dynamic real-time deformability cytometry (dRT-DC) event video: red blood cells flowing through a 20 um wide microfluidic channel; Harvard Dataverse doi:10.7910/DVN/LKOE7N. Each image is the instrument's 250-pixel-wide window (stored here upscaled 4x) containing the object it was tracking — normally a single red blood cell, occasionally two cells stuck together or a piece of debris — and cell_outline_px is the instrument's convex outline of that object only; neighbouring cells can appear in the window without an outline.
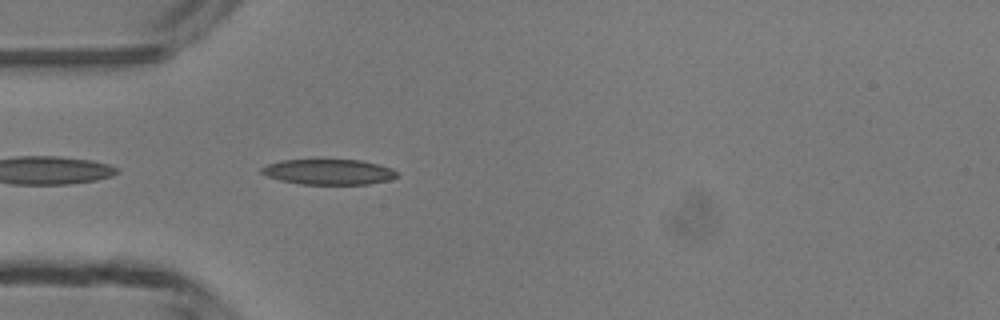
{"species": "common noctule bat (a hibernating species)", "species_latin": "Nyctalus noctula", "temperature_condition": "room temperature", "stored_images_in_passage": 30, "camera_frame_rate_fps": 3000, "um_per_image_px": 0.085, "animal": {"sex": "male", "body_mass_g": 13.3}, "frame": {"image": 1, "passage_image": 2, "time_ms": 0.333, "image_size_px": [1000, 320], "cell_outline_px": [[396, 176], [388, 180], [368, 184], [300, 184], [280, 180], [268, 176], [260, 172], [260, 168], [268, 164], [280, 160], [360, 160], [392, 168], [396, 172]], "centroid_in_image_um": [27.89, 14.61], "position_along_channel_um": 57.1, "area_um2": 19.83}}
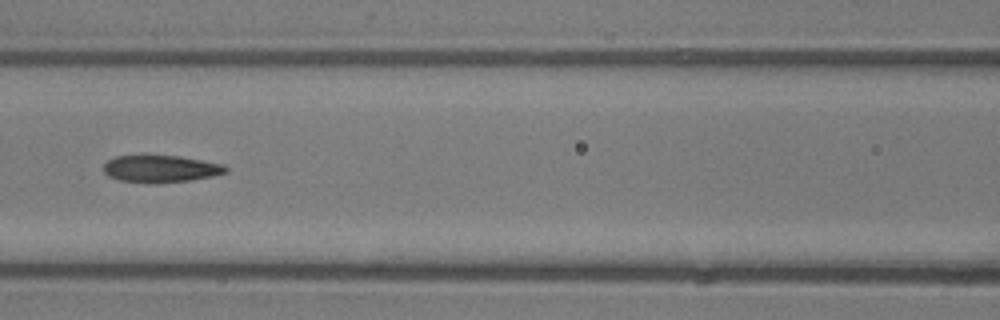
{"frame": {"image": 2, "passage_image": 9, "time_ms": 2.667, "image_size_px": [1000, 320], "cell_outline_px": [[228, 172], [212, 176], [188, 180], [120, 180], [108, 176], [104, 172], [104, 164], [108, 160], [116, 156], [144, 152], [180, 156], [224, 164], [228, 168]], "centroid_in_image_um": [13.65, 14.24], "position_along_channel_um": 153.0, "area_um2": 19.19}}
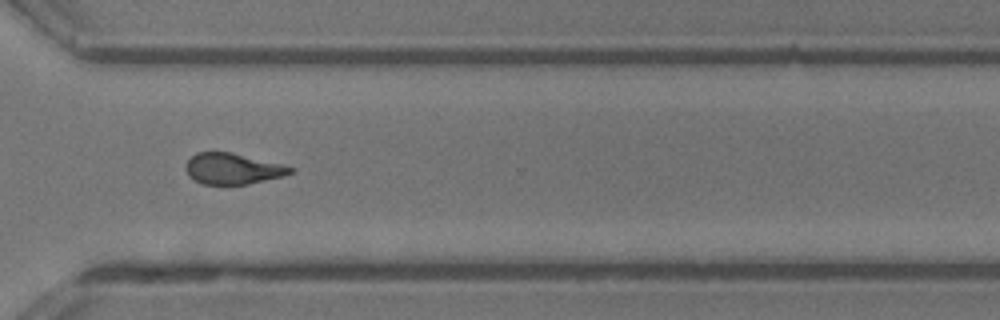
{"frame": {"image": 3, "passage_image": 23, "time_ms": 7.333, "image_size_px": [1000, 320], "cell_outline_px": [[296, 168], [292, 172], [284, 176], [248, 184], [200, 184], [188, 176], [184, 168], [188, 160], [196, 152], [232, 152], [284, 164]], "centroid_in_image_um": [19.78, 14.34], "position_along_channel_um": 350.8, "area_um2": 19.13}, "authors_computed_cell_mechanics": {"area_um2": 19.9988, "velocity_mm_per_s": 4.248, "shape_relaxation_time_tau1_ms": 7.3787, "shape_relaxation_time_tau2_ms": 2.0139, "deformation_change_tau1": 0.1873, "deformation_change_tau2": 0.0907}}